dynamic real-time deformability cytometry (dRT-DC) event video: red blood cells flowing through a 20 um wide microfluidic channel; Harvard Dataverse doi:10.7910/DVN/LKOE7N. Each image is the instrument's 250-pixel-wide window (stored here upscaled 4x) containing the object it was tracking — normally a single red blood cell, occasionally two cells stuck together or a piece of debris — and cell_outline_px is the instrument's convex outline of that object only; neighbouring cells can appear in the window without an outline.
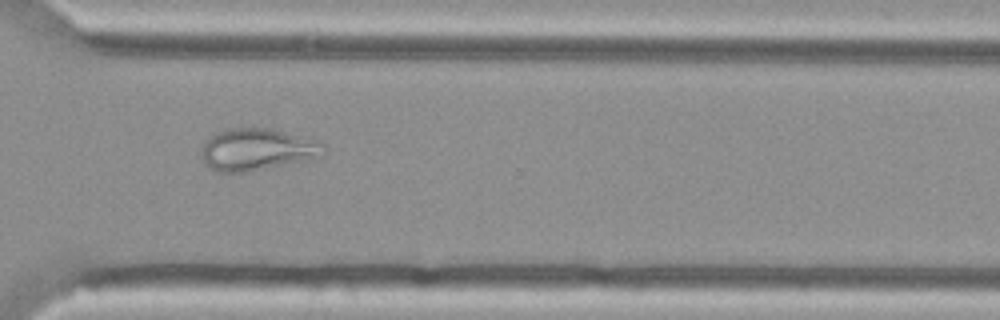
{"species": "Egyptian fruit bat (a non-hibernating species)", "species_latin": "Rousettus aegyptiacus", "temperature_condition": "cold", "stored_images_in_passage": 49, "camera_frame_rate_fps": 3000, "um_per_image_px": 0.085, "animal": {"sex": "female"}, "frame": {"image": 1, "passage_image": 35, "time_ms": 11.333, "image_size_px": [1000, 320], "cell_outline_px": [[328, 152], [324, 156], [308, 160], [248, 172], [216, 172], [204, 164], [200, 156], [200, 152], [208, 136], [224, 128], [268, 128], [320, 140], [324, 144]], "centroid_in_image_um": [21.87, 12.71], "position_along_channel_um": 348.7, "area_um2": 30.63}}
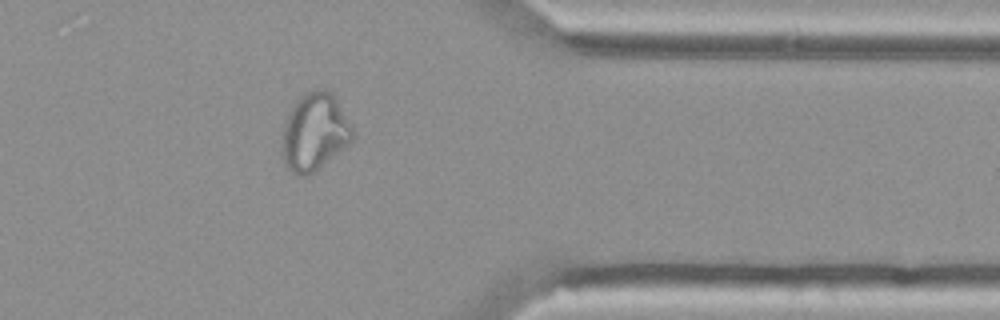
{"frame": {"image": 2, "passage_image": 39, "time_ms": 12.667, "image_size_px": [1000, 320], "cell_outline_px": [[356, 136], [348, 144], [308, 176], [300, 176], [292, 172], [284, 164], [280, 152], [284, 124], [296, 100], [304, 92], [312, 88], [324, 88], [332, 92], [336, 96], [356, 132]], "centroid_in_image_um": [26.75, 11.18], "position_along_channel_um": 384.7, "area_um2": 32.37}}
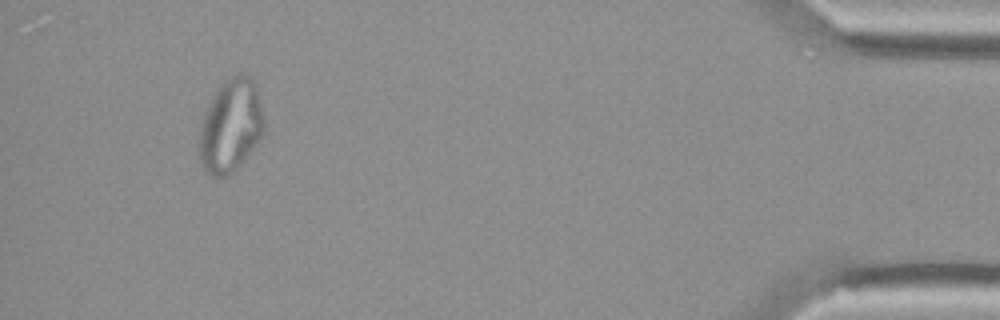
{"frame": {"image": 3, "passage_image": 46, "time_ms": 15.0, "image_size_px": [1000, 320], "cell_outline_px": [[264, 124], [260, 136], [252, 148], [240, 164], [228, 176], [220, 180], [212, 176], [200, 164], [200, 124], [212, 96], [216, 88], [224, 80], [236, 72], [244, 72], [252, 76], [256, 84], [264, 116]], "centroid_in_image_um": [19.6, 10.63], "position_along_channel_um": 415.6, "area_um2": 35.37}}